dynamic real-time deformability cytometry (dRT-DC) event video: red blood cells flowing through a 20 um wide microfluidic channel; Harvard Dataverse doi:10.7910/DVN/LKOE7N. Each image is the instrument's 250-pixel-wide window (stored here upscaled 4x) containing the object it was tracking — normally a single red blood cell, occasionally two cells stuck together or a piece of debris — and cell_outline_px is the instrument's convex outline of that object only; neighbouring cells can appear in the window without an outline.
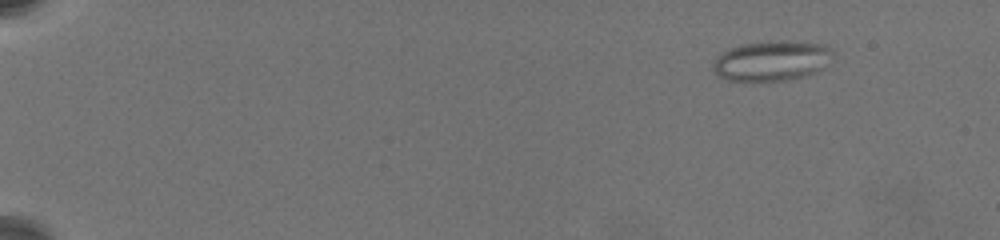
{"species": "common noctule bat (a hibernating species)", "species_latin": "Nyctalus noctula", "temperature_condition": "warm", "stored_images_in_passage": 7, "camera_frame_rate_fps": 3000, "um_per_image_px": 0.085, "animal": {"sex": "female", "body_mass_g": 19.5, "forearm_length_mm": 54.1}, "frame": {"image": 1, "passage_image": 2, "time_ms": 0.667, "image_size_px": [1000, 240], "cell_outline_px": [[832, 52], [820, 68], [816, 72], [804, 76], [784, 80], [728, 80], [716, 76], [712, 68], [712, 64], [724, 52], [740, 44], [828, 44], [832, 48]], "centroid_in_image_um": [65.52, 5.22], "position_along_channel_um": 19.5, "area_um2": 26.24}}